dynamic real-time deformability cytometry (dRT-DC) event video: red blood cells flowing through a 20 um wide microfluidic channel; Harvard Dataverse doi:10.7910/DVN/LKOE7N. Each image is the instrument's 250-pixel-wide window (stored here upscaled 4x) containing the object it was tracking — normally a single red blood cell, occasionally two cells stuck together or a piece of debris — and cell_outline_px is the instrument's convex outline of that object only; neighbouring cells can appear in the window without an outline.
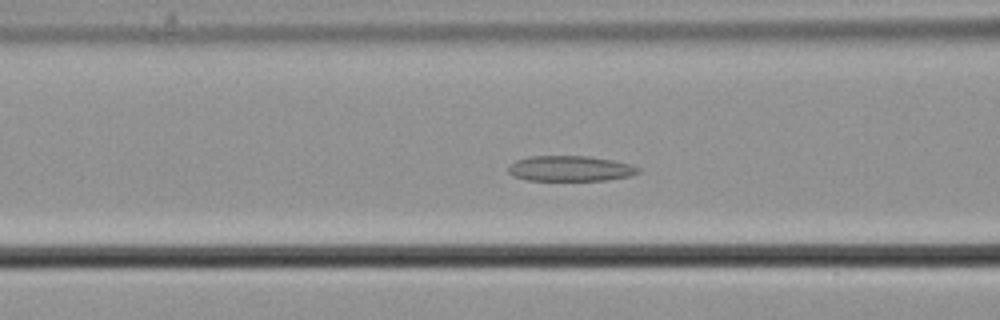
{"species": "common noctule bat (a hibernating species)", "species_latin": "Nyctalus noctula", "temperature_condition": "cold", "stored_images_in_passage": 55, "camera_frame_rate_fps": 3000, "um_per_image_px": 0.085, "animal": {"sex": "male", "body_mass_g": 21.5, "forearm_length_mm": 52.0}, "frame": {"image": 1, "passage_image": 21, "time_ms": 6.667, "image_size_px": [1000, 320], "cell_outline_px": [[640, 172], [628, 176], [608, 180], [528, 180], [512, 176], [508, 172], [508, 168], [516, 160], [528, 156], [588, 156], [612, 160], [632, 164], [640, 168]], "centroid_in_image_um": [48.47, 14.32], "position_along_channel_um": 118.1, "area_um2": 19.25}}
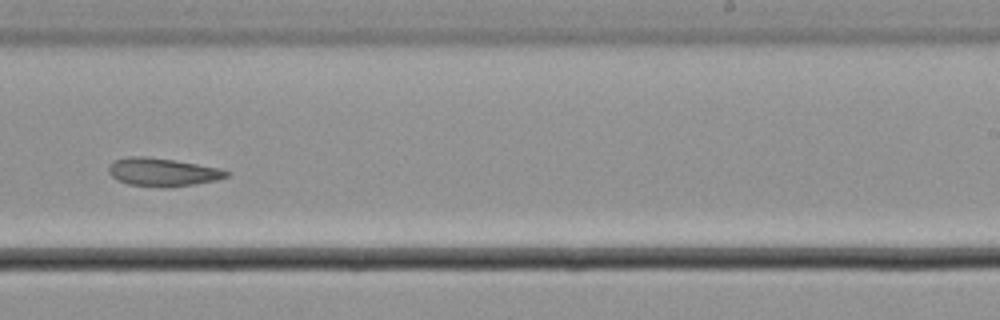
{"frame": {"image": 2, "passage_image": 34, "time_ms": 11.0, "image_size_px": [1000, 320], "cell_outline_px": [[228, 176], [216, 180], [196, 184], [172, 188], [164, 188], [128, 184], [112, 176], [108, 172], [108, 164], [112, 160], [128, 156], [144, 156], [172, 160], [220, 168], [228, 172]], "centroid_in_image_um": [13.78, 14.63], "position_along_channel_um": 275.2, "area_um2": 19.42}}
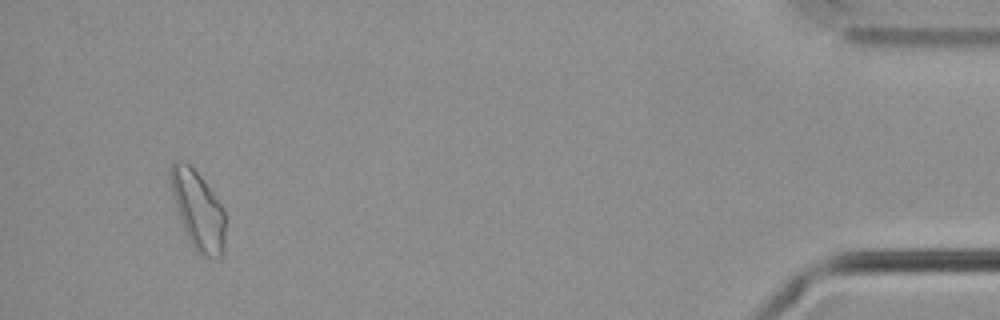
{"frame": {"image": 3, "passage_image": 52, "time_ms": 17.0, "image_size_px": [1000, 320], "cell_outline_px": [[224, 248], [220, 256], [204, 256], [196, 252], [184, 228], [176, 208], [168, 176], [168, 172], [172, 164], [176, 160], [184, 160], [200, 176], [224, 208]], "centroid_in_image_um": [16.8, 17.81], "position_along_channel_um": 418.4, "area_um2": 24.57}}